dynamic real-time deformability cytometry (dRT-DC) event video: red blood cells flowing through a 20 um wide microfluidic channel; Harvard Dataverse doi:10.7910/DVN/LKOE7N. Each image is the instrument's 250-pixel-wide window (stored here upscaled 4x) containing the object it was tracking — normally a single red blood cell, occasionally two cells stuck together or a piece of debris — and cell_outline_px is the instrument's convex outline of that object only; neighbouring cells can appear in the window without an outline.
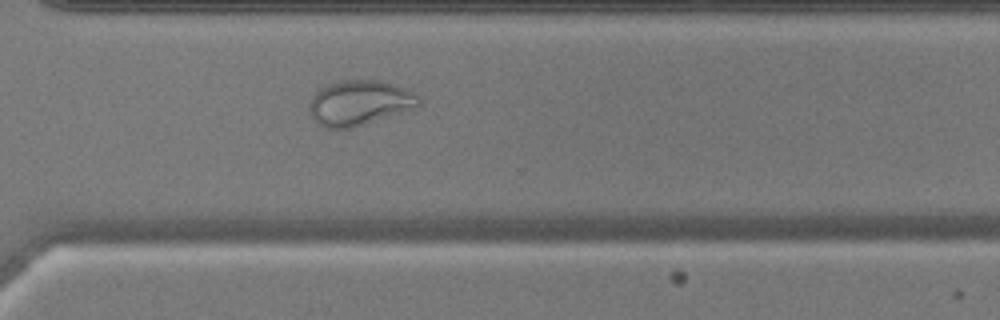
{"species": "common noctule bat (a hibernating species)", "species_latin": "Nyctalus noctula", "temperature_condition": "warm", "stored_images_in_passage": 51, "camera_frame_rate_fps": 3000, "um_per_image_px": 0.085, "animal": {"sex": "male", "body_mass_g": 17.9, "forearm_length_mm": 54.2}, "frame": {"image": 1, "passage_image": 37, "time_ms": 12.0, "image_size_px": [1000, 320], "cell_outline_px": [[420, 104], [412, 108], [352, 128], [320, 128], [312, 120], [308, 112], [308, 108], [312, 96], [324, 84], [340, 80], [380, 80], [404, 88], [420, 96]], "centroid_in_image_um": [30.46, 8.74], "position_along_channel_um": 340.1, "area_um2": 28.84}}